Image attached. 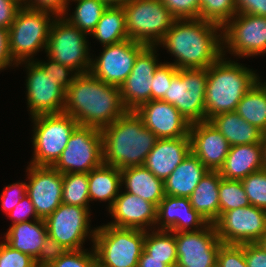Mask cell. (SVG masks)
I'll list each match as a JSON object with an SVG mask.
<instances>
[{
    "instance_id": "58",
    "label": "cell",
    "mask_w": 266,
    "mask_h": 267,
    "mask_svg": "<svg viewBox=\"0 0 266 267\" xmlns=\"http://www.w3.org/2000/svg\"><path fill=\"white\" fill-rule=\"evenodd\" d=\"M16 3H18L21 7H24L27 5L28 0H14Z\"/></svg>"
},
{
    "instance_id": "1",
    "label": "cell",
    "mask_w": 266,
    "mask_h": 267,
    "mask_svg": "<svg viewBox=\"0 0 266 267\" xmlns=\"http://www.w3.org/2000/svg\"><path fill=\"white\" fill-rule=\"evenodd\" d=\"M221 26L196 19H176L158 44L175 57L177 69H204L218 61L227 50L223 47ZM220 33H219V32Z\"/></svg>"
},
{
    "instance_id": "5",
    "label": "cell",
    "mask_w": 266,
    "mask_h": 267,
    "mask_svg": "<svg viewBox=\"0 0 266 267\" xmlns=\"http://www.w3.org/2000/svg\"><path fill=\"white\" fill-rule=\"evenodd\" d=\"M144 241L145 230L109 224L97 227L92 245L97 267H137Z\"/></svg>"
},
{
    "instance_id": "48",
    "label": "cell",
    "mask_w": 266,
    "mask_h": 267,
    "mask_svg": "<svg viewBox=\"0 0 266 267\" xmlns=\"http://www.w3.org/2000/svg\"><path fill=\"white\" fill-rule=\"evenodd\" d=\"M30 216L33 217L31 218L33 219V221L40 219L36 213L35 207L32 204L29 196L26 194L21 199L19 204H17L15 208L8 214V217L12 219L11 220L13 222L12 224H16V223H21L25 221H30L28 220Z\"/></svg>"
},
{
    "instance_id": "52",
    "label": "cell",
    "mask_w": 266,
    "mask_h": 267,
    "mask_svg": "<svg viewBox=\"0 0 266 267\" xmlns=\"http://www.w3.org/2000/svg\"><path fill=\"white\" fill-rule=\"evenodd\" d=\"M237 13L266 17V0H235Z\"/></svg>"
},
{
    "instance_id": "4",
    "label": "cell",
    "mask_w": 266,
    "mask_h": 267,
    "mask_svg": "<svg viewBox=\"0 0 266 267\" xmlns=\"http://www.w3.org/2000/svg\"><path fill=\"white\" fill-rule=\"evenodd\" d=\"M225 60V61H224ZM260 79L253 71L223 55L207 68L205 121L235 111L242 97Z\"/></svg>"
},
{
    "instance_id": "2",
    "label": "cell",
    "mask_w": 266,
    "mask_h": 267,
    "mask_svg": "<svg viewBox=\"0 0 266 267\" xmlns=\"http://www.w3.org/2000/svg\"><path fill=\"white\" fill-rule=\"evenodd\" d=\"M126 112L120 88L100 81L90 72L77 74L66 90L63 113L71 115L78 125L101 130Z\"/></svg>"
},
{
    "instance_id": "11",
    "label": "cell",
    "mask_w": 266,
    "mask_h": 267,
    "mask_svg": "<svg viewBox=\"0 0 266 267\" xmlns=\"http://www.w3.org/2000/svg\"><path fill=\"white\" fill-rule=\"evenodd\" d=\"M103 163L100 129L78 125L58 160L52 165L62 174L89 173Z\"/></svg>"
},
{
    "instance_id": "23",
    "label": "cell",
    "mask_w": 266,
    "mask_h": 267,
    "mask_svg": "<svg viewBox=\"0 0 266 267\" xmlns=\"http://www.w3.org/2000/svg\"><path fill=\"white\" fill-rule=\"evenodd\" d=\"M156 230L171 232L196 231L206 227L209 223L196 212L187 197L168 196L157 206Z\"/></svg>"
},
{
    "instance_id": "33",
    "label": "cell",
    "mask_w": 266,
    "mask_h": 267,
    "mask_svg": "<svg viewBox=\"0 0 266 267\" xmlns=\"http://www.w3.org/2000/svg\"><path fill=\"white\" fill-rule=\"evenodd\" d=\"M103 46L125 41L128 38L123 7H108L102 14L90 36Z\"/></svg>"
},
{
    "instance_id": "10",
    "label": "cell",
    "mask_w": 266,
    "mask_h": 267,
    "mask_svg": "<svg viewBox=\"0 0 266 267\" xmlns=\"http://www.w3.org/2000/svg\"><path fill=\"white\" fill-rule=\"evenodd\" d=\"M207 68L178 69L162 101L172 104L190 123L205 121Z\"/></svg>"
},
{
    "instance_id": "57",
    "label": "cell",
    "mask_w": 266,
    "mask_h": 267,
    "mask_svg": "<svg viewBox=\"0 0 266 267\" xmlns=\"http://www.w3.org/2000/svg\"><path fill=\"white\" fill-rule=\"evenodd\" d=\"M257 243L266 251V234Z\"/></svg>"
},
{
    "instance_id": "18",
    "label": "cell",
    "mask_w": 266,
    "mask_h": 267,
    "mask_svg": "<svg viewBox=\"0 0 266 267\" xmlns=\"http://www.w3.org/2000/svg\"><path fill=\"white\" fill-rule=\"evenodd\" d=\"M27 195L40 219L52 214L62 203L63 174L52 166L29 164Z\"/></svg>"
},
{
    "instance_id": "45",
    "label": "cell",
    "mask_w": 266,
    "mask_h": 267,
    "mask_svg": "<svg viewBox=\"0 0 266 267\" xmlns=\"http://www.w3.org/2000/svg\"><path fill=\"white\" fill-rule=\"evenodd\" d=\"M217 261L222 267H247L244 244H222L218 251Z\"/></svg>"
},
{
    "instance_id": "53",
    "label": "cell",
    "mask_w": 266,
    "mask_h": 267,
    "mask_svg": "<svg viewBox=\"0 0 266 267\" xmlns=\"http://www.w3.org/2000/svg\"><path fill=\"white\" fill-rule=\"evenodd\" d=\"M15 66L9 49L8 29L0 27V70Z\"/></svg>"
},
{
    "instance_id": "24",
    "label": "cell",
    "mask_w": 266,
    "mask_h": 267,
    "mask_svg": "<svg viewBox=\"0 0 266 267\" xmlns=\"http://www.w3.org/2000/svg\"><path fill=\"white\" fill-rule=\"evenodd\" d=\"M191 152L190 137L158 139L148 153L144 166L157 178L165 180Z\"/></svg>"
},
{
    "instance_id": "21",
    "label": "cell",
    "mask_w": 266,
    "mask_h": 267,
    "mask_svg": "<svg viewBox=\"0 0 266 267\" xmlns=\"http://www.w3.org/2000/svg\"><path fill=\"white\" fill-rule=\"evenodd\" d=\"M191 152L210 171H219L227 157L230 145L226 138L208 120L190 124Z\"/></svg>"
},
{
    "instance_id": "34",
    "label": "cell",
    "mask_w": 266,
    "mask_h": 267,
    "mask_svg": "<svg viewBox=\"0 0 266 267\" xmlns=\"http://www.w3.org/2000/svg\"><path fill=\"white\" fill-rule=\"evenodd\" d=\"M155 230V231H154ZM145 231L144 250L150 258L165 260L168 267H176L177 251L175 232L167 230Z\"/></svg>"
},
{
    "instance_id": "26",
    "label": "cell",
    "mask_w": 266,
    "mask_h": 267,
    "mask_svg": "<svg viewBox=\"0 0 266 267\" xmlns=\"http://www.w3.org/2000/svg\"><path fill=\"white\" fill-rule=\"evenodd\" d=\"M209 170L190 152L164 180L165 195L189 197Z\"/></svg>"
},
{
    "instance_id": "50",
    "label": "cell",
    "mask_w": 266,
    "mask_h": 267,
    "mask_svg": "<svg viewBox=\"0 0 266 267\" xmlns=\"http://www.w3.org/2000/svg\"><path fill=\"white\" fill-rule=\"evenodd\" d=\"M244 256L247 267H266V251L258 243H245Z\"/></svg>"
},
{
    "instance_id": "37",
    "label": "cell",
    "mask_w": 266,
    "mask_h": 267,
    "mask_svg": "<svg viewBox=\"0 0 266 267\" xmlns=\"http://www.w3.org/2000/svg\"><path fill=\"white\" fill-rule=\"evenodd\" d=\"M237 14L235 0H200L199 18L222 28Z\"/></svg>"
},
{
    "instance_id": "19",
    "label": "cell",
    "mask_w": 266,
    "mask_h": 267,
    "mask_svg": "<svg viewBox=\"0 0 266 267\" xmlns=\"http://www.w3.org/2000/svg\"><path fill=\"white\" fill-rule=\"evenodd\" d=\"M156 46H146L138 55L124 83L119 87L127 111H135L151 100V84L158 63Z\"/></svg>"
},
{
    "instance_id": "42",
    "label": "cell",
    "mask_w": 266,
    "mask_h": 267,
    "mask_svg": "<svg viewBox=\"0 0 266 267\" xmlns=\"http://www.w3.org/2000/svg\"><path fill=\"white\" fill-rule=\"evenodd\" d=\"M0 267H37L30 255L13 249L5 241L0 242Z\"/></svg>"
},
{
    "instance_id": "28",
    "label": "cell",
    "mask_w": 266,
    "mask_h": 267,
    "mask_svg": "<svg viewBox=\"0 0 266 267\" xmlns=\"http://www.w3.org/2000/svg\"><path fill=\"white\" fill-rule=\"evenodd\" d=\"M44 219L12 224L5 234L4 241L15 250L36 259L47 237Z\"/></svg>"
},
{
    "instance_id": "27",
    "label": "cell",
    "mask_w": 266,
    "mask_h": 267,
    "mask_svg": "<svg viewBox=\"0 0 266 267\" xmlns=\"http://www.w3.org/2000/svg\"><path fill=\"white\" fill-rule=\"evenodd\" d=\"M121 183L125 191L139 196L156 206L165 197L164 181L154 176L144 165L124 168Z\"/></svg>"
},
{
    "instance_id": "13",
    "label": "cell",
    "mask_w": 266,
    "mask_h": 267,
    "mask_svg": "<svg viewBox=\"0 0 266 267\" xmlns=\"http://www.w3.org/2000/svg\"><path fill=\"white\" fill-rule=\"evenodd\" d=\"M213 224L223 244L257 243L266 234V211L240 207L222 213Z\"/></svg>"
},
{
    "instance_id": "31",
    "label": "cell",
    "mask_w": 266,
    "mask_h": 267,
    "mask_svg": "<svg viewBox=\"0 0 266 267\" xmlns=\"http://www.w3.org/2000/svg\"><path fill=\"white\" fill-rule=\"evenodd\" d=\"M90 201H108V209L114 204L123 186L121 171L114 166L102 163L88 173Z\"/></svg>"
},
{
    "instance_id": "38",
    "label": "cell",
    "mask_w": 266,
    "mask_h": 267,
    "mask_svg": "<svg viewBox=\"0 0 266 267\" xmlns=\"http://www.w3.org/2000/svg\"><path fill=\"white\" fill-rule=\"evenodd\" d=\"M249 205L250 203L241 180L221 179L219 184L220 215L226 211Z\"/></svg>"
},
{
    "instance_id": "3",
    "label": "cell",
    "mask_w": 266,
    "mask_h": 267,
    "mask_svg": "<svg viewBox=\"0 0 266 267\" xmlns=\"http://www.w3.org/2000/svg\"><path fill=\"white\" fill-rule=\"evenodd\" d=\"M101 133L103 163L119 170L144 165L148 153L158 140L135 111H127L101 129Z\"/></svg>"
},
{
    "instance_id": "29",
    "label": "cell",
    "mask_w": 266,
    "mask_h": 267,
    "mask_svg": "<svg viewBox=\"0 0 266 267\" xmlns=\"http://www.w3.org/2000/svg\"><path fill=\"white\" fill-rule=\"evenodd\" d=\"M221 179L219 171L209 170L188 197L192 208L212 224L220 216L219 184Z\"/></svg>"
},
{
    "instance_id": "59",
    "label": "cell",
    "mask_w": 266,
    "mask_h": 267,
    "mask_svg": "<svg viewBox=\"0 0 266 267\" xmlns=\"http://www.w3.org/2000/svg\"><path fill=\"white\" fill-rule=\"evenodd\" d=\"M212 267H222V266H221V264H220L218 261H216V262L212 265Z\"/></svg>"
},
{
    "instance_id": "15",
    "label": "cell",
    "mask_w": 266,
    "mask_h": 267,
    "mask_svg": "<svg viewBox=\"0 0 266 267\" xmlns=\"http://www.w3.org/2000/svg\"><path fill=\"white\" fill-rule=\"evenodd\" d=\"M146 46L131 39L103 46L100 56L91 59L89 72L106 84L120 87L131 73L137 55Z\"/></svg>"
},
{
    "instance_id": "7",
    "label": "cell",
    "mask_w": 266,
    "mask_h": 267,
    "mask_svg": "<svg viewBox=\"0 0 266 267\" xmlns=\"http://www.w3.org/2000/svg\"><path fill=\"white\" fill-rule=\"evenodd\" d=\"M128 38L157 46L176 18L161 0H132L123 6Z\"/></svg>"
},
{
    "instance_id": "36",
    "label": "cell",
    "mask_w": 266,
    "mask_h": 267,
    "mask_svg": "<svg viewBox=\"0 0 266 267\" xmlns=\"http://www.w3.org/2000/svg\"><path fill=\"white\" fill-rule=\"evenodd\" d=\"M88 173L63 174L62 203L87 208L89 211Z\"/></svg>"
},
{
    "instance_id": "44",
    "label": "cell",
    "mask_w": 266,
    "mask_h": 267,
    "mask_svg": "<svg viewBox=\"0 0 266 267\" xmlns=\"http://www.w3.org/2000/svg\"><path fill=\"white\" fill-rule=\"evenodd\" d=\"M176 19L199 18L200 0H161Z\"/></svg>"
},
{
    "instance_id": "16",
    "label": "cell",
    "mask_w": 266,
    "mask_h": 267,
    "mask_svg": "<svg viewBox=\"0 0 266 267\" xmlns=\"http://www.w3.org/2000/svg\"><path fill=\"white\" fill-rule=\"evenodd\" d=\"M26 96L31 117L41 114L63 113L66 90L33 60L26 61ZM27 66V67H26Z\"/></svg>"
},
{
    "instance_id": "22",
    "label": "cell",
    "mask_w": 266,
    "mask_h": 267,
    "mask_svg": "<svg viewBox=\"0 0 266 267\" xmlns=\"http://www.w3.org/2000/svg\"><path fill=\"white\" fill-rule=\"evenodd\" d=\"M114 221L109 225L120 228H134L150 231L157 219V206L128 192L120 193L108 210Z\"/></svg>"
},
{
    "instance_id": "51",
    "label": "cell",
    "mask_w": 266,
    "mask_h": 267,
    "mask_svg": "<svg viewBox=\"0 0 266 267\" xmlns=\"http://www.w3.org/2000/svg\"><path fill=\"white\" fill-rule=\"evenodd\" d=\"M20 8L14 0H0V27L9 29Z\"/></svg>"
},
{
    "instance_id": "6",
    "label": "cell",
    "mask_w": 266,
    "mask_h": 267,
    "mask_svg": "<svg viewBox=\"0 0 266 267\" xmlns=\"http://www.w3.org/2000/svg\"><path fill=\"white\" fill-rule=\"evenodd\" d=\"M54 17L48 11L20 8L8 29L10 54L17 67L22 62L33 61L40 49L46 50Z\"/></svg>"
},
{
    "instance_id": "56",
    "label": "cell",
    "mask_w": 266,
    "mask_h": 267,
    "mask_svg": "<svg viewBox=\"0 0 266 267\" xmlns=\"http://www.w3.org/2000/svg\"><path fill=\"white\" fill-rule=\"evenodd\" d=\"M262 146H263L264 169L266 170V133L263 134V137H262Z\"/></svg>"
},
{
    "instance_id": "25",
    "label": "cell",
    "mask_w": 266,
    "mask_h": 267,
    "mask_svg": "<svg viewBox=\"0 0 266 267\" xmlns=\"http://www.w3.org/2000/svg\"><path fill=\"white\" fill-rule=\"evenodd\" d=\"M264 168L262 142L230 146L219 173L227 180H242Z\"/></svg>"
},
{
    "instance_id": "32",
    "label": "cell",
    "mask_w": 266,
    "mask_h": 267,
    "mask_svg": "<svg viewBox=\"0 0 266 267\" xmlns=\"http://www.w3.org/2000/svg\"><path fill=\"white\" fill-rule=\"evenodd\" d=\"M235 112L266 133V85L260 79L242 97Z\"/></svg>"
},
{
    "instance_id": "43",
    "label": "cell",
    "mask_w": 266,
    "mask_h": 267,
    "mask_svg": "<svg viewBox=\"0 0 266 267\" xmlns=\"http://www.w3.org/2000/svg\"><path fill=\"white\" fill-rule=\"evenodd\" d=\"M48 59V62H41L40 60L34 61L45 71V74H50V76L58 80L59 86L67 90L68 87L73 83L77 73H75V71L68 66L62 65L50 57H48Z\"/></svg>"
},
{
    "instance_id": "30",
    "label": "cell",
    "mask_w": 266,
    "mask_h": 267,
    "mask_svg": "<svg viewBox=\"0 0 266 267\" xmlns=\"http://www.w3.org/2000/svg\"><path fill=\"white\" fill-rule=\"evenodd\" d=\"M230 146L262 142L263 132L235 111L220 113L209 120Z\"/></svg>"
},
{
    "instance_id": "14",
    "label": "cell",
    "mask_w": 266,
    "mask_h": 267,
    "mask_svg": "<svg viewBox=\"0 0 266 267\" xmlns=\"http://www.w3.org/2000/svg\"><path fill=\"white\" fill-rule=\"evenodd\" d=\"M222 30L223 48L230 54L242 58L266 53V17L237 13Z\"/></svg>"
},
{
    "instance_id": "55",
    "label": "cell",
    "mask_w": 266,
    "mask_h": 267,
    "mask_svg": "<svg viewBox=\"0 0 266 267\" xmlns=\"http://www.w3.org/2000/svg\"><path fill=\"white\" fill-rule=\"evenodd\" d=\"M104 2L108 7H123L128 2L132 0H99Z\"/></svg>"
},
{
    "instance_id": "20",
    "label": "cell",
    "mask_w": 266,
    "mask_h": 267,
    "mask_svg": "<svg viewBox=\"0 0 266 267\" xmlns=\"http://www.w3.org/2000/svg\"><path fill=\"white\" fill-rule=\"evenodd\" d=\"M136 114L144 126L158 139H173L189 136L190 123L172 104L162 100H150L141 105Z\"/></svg>"
},
{
    "instance_id": "9",
    "label": "cell",
    "mask_w": 266,
    "mask_h": 267,
    "mask_svg": "<svg viewBox=\"0 0 266 267\" xmlns=\"http://www.w3.org/2000/svg\"><path fill=\"white\" fill-rule=\"evenodd\" d=\"M87 34L72 25L65 16H56L46 46L47 57L68 66L77 74L87 73L91 66Z\"/></svg>"
},
{
    "instance_id": "12",
    "label": "cell",
    "mask_w": 266,
    "mask_h": 267,
    "mask_svg": "<svg viewBox=\"0 0 266 267\" xmlns=\"http://www.w3.org/2000/svg\"><path fill=\"white\" fill-rule=\"evenodd\" d=\"M90 211L87 208L61 203L44 221L47 234L68 250L83 249L85 239L94 237L96 228H90ZM90 228V229H89Z\"/></svg>"
},
{
    "instance_id": "46",
    "label": "cell",
    "mask_w": 266,
    "mask_h": 267,
    "mask_svg": "<svg viewBox=\"0 0 266 267\" xmlns=\"http://www.w3.org/2000/svg\"><path fill=\"white\" fill-rule=\"evenodd\" d=\"M68 251L66 247L61 245L54 238L49 235L45 238L40 253L35 259L37 267H48L51 263L55 262L59 257Z\"/></svg>"
},
{
    "instance_id": "54",
    "label": "cell",
    "mask_w": 266,
    "mask_h": 267,
    "mask_svg": "<svg viewBox=\"0 0 266 267\" xmlns=\"http://www.w3.org/2000/svg\"><path fill=\"white\" fill-rule=\"evenodd\" d=\"M137 267H168V266L165 264V260L150 258V255L143 249Z\"/></svg>"
},
{
    "instance_id": "8",
    "label": "cell",
    "mask_w": 266,
    "mask_h": 267,
    "mask_svg": "<svg viewBox=\"0 0 266 267\" xmlns=\"http://www.w3.org/2000/svg\"><path fill=\"white\" fill-rule=\"evenodd\" d=\"M31 118L34 123V152L30 164L52 166L62 154L78 123L66 113L41 114Z\"/></svg>"
},
{
    "instance_id": "47",
    "label": "cell",
    "mask_w": 266,
    "mask_h": 267,
    "mask_svg": "<svg viewBox=\"0 0 266 267\" xmlns=\"http://www.w3.org/2000/svg\"><path fill=\"white\" fill-rule=\"evenodd\" d=\"M1 193V207L2 210L8 215L21 199L27 194V183L17 182L4 187Z\"/></svg>"
},
{
    "instance_id": "17",
    "label": "cell",
    "mask_w": 266,
    "mask_h": 267,
    "mask_svg": "<svg viewBox=\"0 0 266 267\" xmlns=\"http://www.w3.org/2000/svg\"><path fill=\"white\" fill-rule=\"evenodd\" d=\"M176 267H212L223 244L214 224L196 231L175 232Z\"/></svg>"
},
{
    "instance_id": "40",
    "label": "cell",
    "mask_w": 266,
    "mask_h": 267,
    "mask_svg": "<svg viewBox=\"0 0 266 267\" xmlns=\"http://www.w3.org/2000/svg\"><path fill=\"white\" fill-rule=\"evenodd\" d=\"M89 251L86 249L68 250L48 267H97L94 247Z\"/></svg>"
},
{
    "instance_id": "41",
    "label": "cell",
    "mask_w": 266,
    "mask_h": 267,
    "mask_svg": "<svg viewBox=\"0 0 266 267\" xmlns=\"http://www.w3.org/2000/svg\"><path fill=\"white\" fill-rule=\"evenodd\" d=\"M178 69L171 63H161L154 72L151 84V100H162Z\"/></svg>"
},
{
    "instance_id": "39",
    "label": "cell",
    "mask_w": 266,
    "mask_h": 267,
    "mask_svg": "<svg viewBox=\"0 0 266 267\" xmlns=\"http://www.w3.org/2000/svg\"><path fill=\"white\" fill-rule=\"evenodd\" d=\"M241 181L250 205L266 211V170L253 172Z\"/></svg>"
},
{
    "instance_id": "49",
    "label": "cell",
    "mask_w": 266,
    "mask_h": 267,
    "mask_svg": "<svg viewBox=\"0 0 266 267\" xmlns=\"http://www.w3.org/2000/svg\"><path fill=\"white\" fill-rule=\"evenodd\" d=\"M69 0H28L25 7L53 13L56 16L68 14Z\"/></svg>"
},
{
    "instance_id": "35",
    "label": "cell",
    "mask_w": 266,
    "mask_h": 267,
    "mask_svg": "<svg viewBox=\"0 0 266 267\" xmlns=\"http://www.w3.org/2000/svg\"><path fill=\"white\" fill-rule=\"evenodd\" d=\"M71 0H69L70 2ZM77 5L73 15L65 17L72 25H75L80 31L90 35L97 26L102 14L108 6L99 0H72Z\"/></svg>"
}]
</instances>
